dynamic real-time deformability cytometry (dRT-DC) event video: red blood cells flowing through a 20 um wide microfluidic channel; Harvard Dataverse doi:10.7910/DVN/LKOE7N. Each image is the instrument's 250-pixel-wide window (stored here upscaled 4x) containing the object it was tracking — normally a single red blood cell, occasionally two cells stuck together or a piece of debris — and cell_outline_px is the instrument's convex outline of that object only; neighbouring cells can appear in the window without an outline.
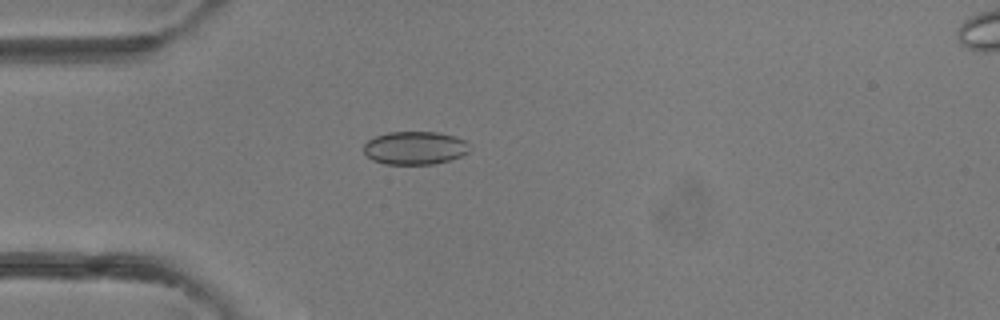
{"species": "common noctule bat (a hibernating species)", "species_latin": "Nyctalus noctula", "temperature_condition": "room temperature", "stored_images_in_passage": 3, "camera_frame_rate_fps": 3000, "um_per_image_px": 0.085, "animal": {"sex": "female"}, "frame": {"image": 1, "passage_image": 3, "time_ms": 2.333, "image_size_px": [1000, 320], "cell_outline_px": [[468, 152], [460, 156], [448, 160], [432, 164], [384, 164], [372, 160], [364, 152], [364, 144], [368, 140], [376, 136], [388, 132], [436, 132], [452, 136], [464, 140], [468, 144]], "centroid_in_image_um": [35.22, 12.58], "position_along_channel_um": 49.8, "area_um2": 20.23}}